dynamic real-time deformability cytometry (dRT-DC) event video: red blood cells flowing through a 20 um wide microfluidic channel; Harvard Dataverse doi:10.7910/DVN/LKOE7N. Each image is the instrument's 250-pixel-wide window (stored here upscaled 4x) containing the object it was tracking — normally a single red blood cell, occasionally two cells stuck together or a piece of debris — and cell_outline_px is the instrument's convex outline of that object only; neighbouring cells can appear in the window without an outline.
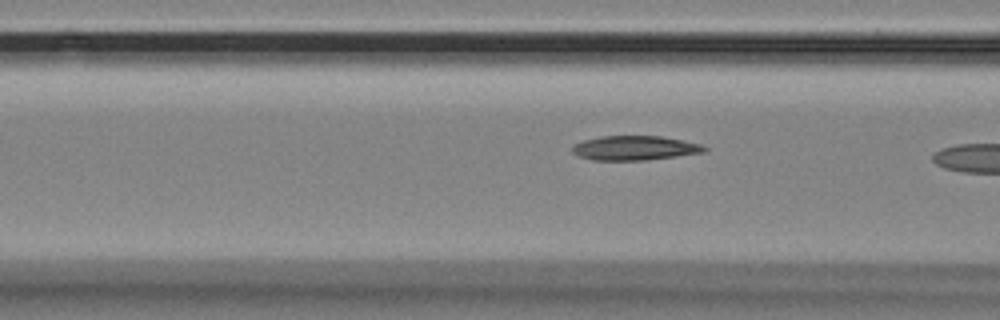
{"species": "Egyptian fruit bat (a non-hibernating species)", "species_latin": "Rousettus aegyptiacus", "temperature_condition": "room temperature", "stored_images_in_passage": 9, "camera_frame_rate_fps": 3000, "um_per_image_px": 0.085, "animal": {"sex": "female"}, "frame": {"image": 1, "passage_image": 7, "time_ms": 2.0, "image_size_px": [1000, 320], "cell_outline_px": [[708, 148], [704, 152], [676, 156], [644, 160], [592, 160], [580, 156], [572, 152], [572, 148], [576, 144], [584, 140], [600, 136], [660, 136], [684, 140], [700, 144]], "centroid_in_image_um": [53.96, 12.57], "position_along_channel_um": 112.6, "area_um2": 18.61}}